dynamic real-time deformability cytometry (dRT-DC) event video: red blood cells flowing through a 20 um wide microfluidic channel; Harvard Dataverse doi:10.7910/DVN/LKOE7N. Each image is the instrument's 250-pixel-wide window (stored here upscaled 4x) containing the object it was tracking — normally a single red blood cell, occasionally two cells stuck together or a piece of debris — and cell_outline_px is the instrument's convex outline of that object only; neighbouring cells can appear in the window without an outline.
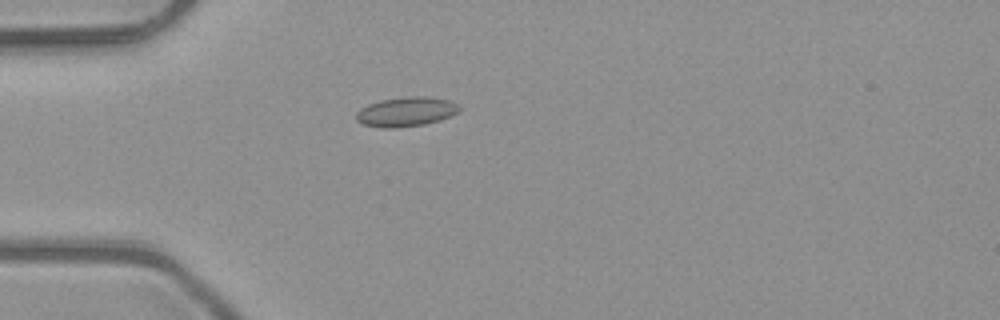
{"species": "common noctule bat (a hibernating species)", "species_latin": "Nyctalus noctula", "temperature_condition": "room temperature", "stored_images_in_passage": 3, "camera_frame_rate_fps": 3000, "um_per_image_px": 0.085, "animal": {"sex": "male", "body_mass_g": 23.1, "forearm_length_mm": 52.7}, "frame": {"image": 1, "passage_image": 2, "time_ms": 0.333, "image_size_px": [1000, 320], "cell_outline_px": [[460, 108], [456, 112], [440, 120], [424, 124], [396, 128], [380, 128], [364, 124], [356, 120], [356, 112], [360, 108], [368, 104], [380, 100], [404, 96], [424, 96], [448, 100], [460, 104]], "centroid_in_image_um": [34.48, 9.49], "position_along_channel_um": 50.5, "area_um2": 17.74}}